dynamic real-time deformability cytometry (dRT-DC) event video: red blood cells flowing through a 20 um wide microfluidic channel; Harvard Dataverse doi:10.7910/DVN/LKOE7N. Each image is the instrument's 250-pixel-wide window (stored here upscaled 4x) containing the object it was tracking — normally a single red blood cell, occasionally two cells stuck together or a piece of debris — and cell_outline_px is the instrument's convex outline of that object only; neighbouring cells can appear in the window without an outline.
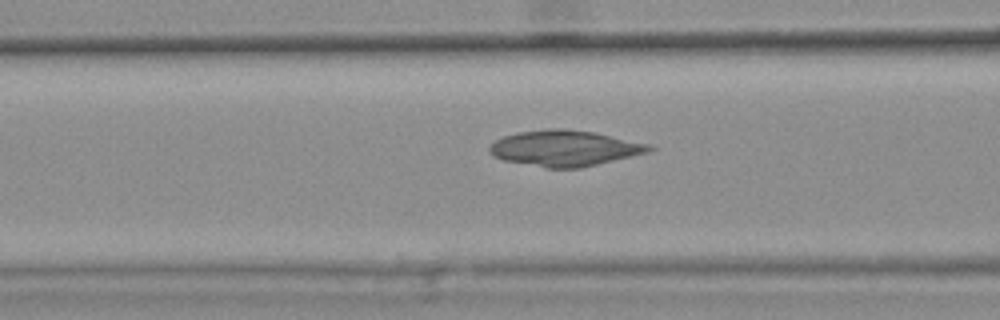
{"species": "common noctule bat (a hibernating species)", "species_latin": "Nyctalus noctula", "temperature_condition": "warm", "stored_images_in_passage": 47, "camera_frame_rate_fps": 3000, "um_per_image_px": 0.085, "animal": {"sex": "female", "body_mass_g": 25.1}, "frame": {"image": 1, "passage_image": 21, "time_ms": 6.667, "image_size_px": [1000, 320], "cell_outline_px": [[656, 148], [648, 152], [632, 156], [580, 168], [544, 168], [504, 160], [488, 152], [488, 148], [496, 140], [504, 136], [516, 132], [548, 128], [564, 128], [592, 132], [652, 144]], "centroid_in_image_um": [48.01, 12.59], "position_along_channel_um": 118.6, "area_um2": 33.35}}